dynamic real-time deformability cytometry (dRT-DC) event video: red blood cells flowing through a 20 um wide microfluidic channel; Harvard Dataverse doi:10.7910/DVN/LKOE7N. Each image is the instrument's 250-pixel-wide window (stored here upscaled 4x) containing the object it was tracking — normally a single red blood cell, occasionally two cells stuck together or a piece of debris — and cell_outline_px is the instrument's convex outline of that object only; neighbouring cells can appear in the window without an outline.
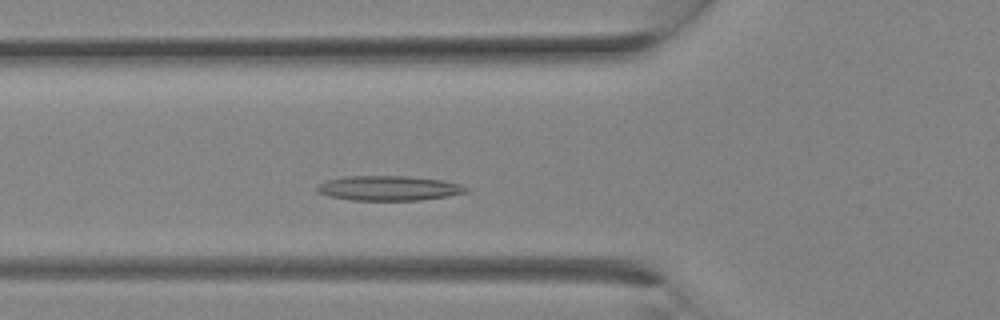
{"species": "Egyptian fruit bat (a non-hibernating species)", "species_latin": "Rousettus aegyptiacus", "temperature_condition": "room temperature", "stored_images_in_passage": 8, "camera_frame_rate_fps": 3000, "um_per_image_px": 0.085, "animal": {"sex": "female"}, "frame": {"image": 1, "passage_image": 6, "time_ms": 1.667, "image_size_px": [1000, 320], "cell_outline_px": [[468, 192], [420, 200], [352, 200], [328, 196], [316, 192], [316, 184], [328, 180], [348, 176], [404, 176], [440, 180], [460, 184], [468, 188]], "centroid_in_image_um": [32.98, 15.99], "position_along_channel_um": 92.8, "area_um2": 21.33}}
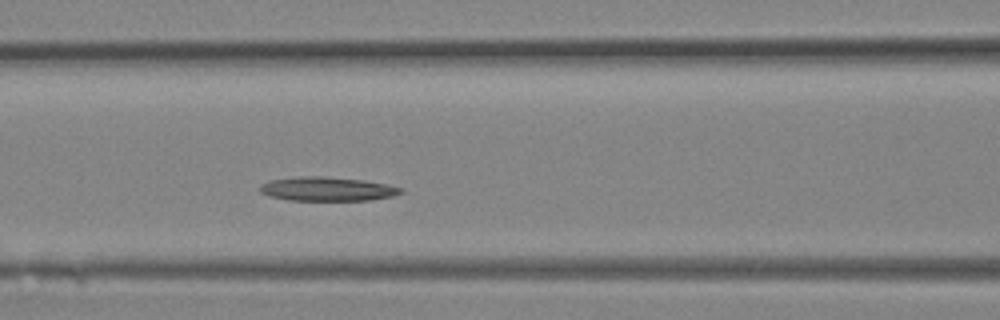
{"frame": {"image": 2, "passage_image": 8, "time_ms": 2.333, "image_size_px": [1000, 320], "cell_outline_px": [[404, 192], [392, 196], [368, 200], [288, 200], [268, 196], [260, 192], [260, 184], [272, 180], [300, 176], [320, 176], [364, 180], [388, 184], [404, 188]], "centroid_in_image_um": [27.83, 16.06], "position_along_channel_um": 138.8, "area_um2": 19.71}}